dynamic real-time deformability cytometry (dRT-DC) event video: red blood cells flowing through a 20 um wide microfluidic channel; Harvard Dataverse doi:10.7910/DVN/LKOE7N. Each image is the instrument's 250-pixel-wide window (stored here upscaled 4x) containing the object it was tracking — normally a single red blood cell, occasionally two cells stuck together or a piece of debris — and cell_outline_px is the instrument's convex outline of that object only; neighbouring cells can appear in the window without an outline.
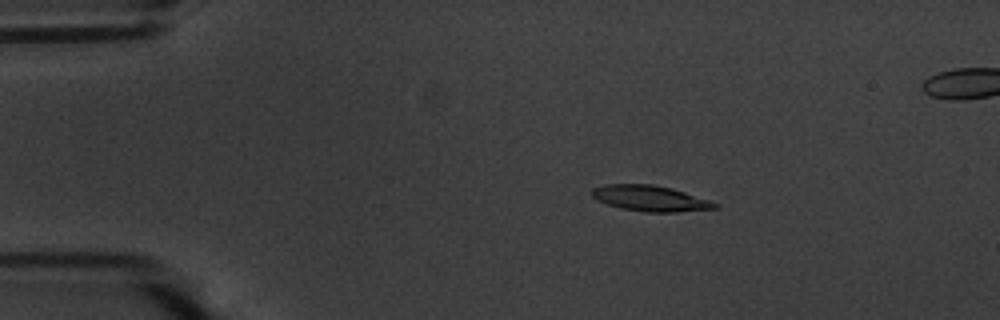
{"species": "common noctule bat (a hibernating species)", "species_latin": "Nyctalus noctula", "temperature_condition": "warm", "stored_images_in_passage": 58, "segment_of_instrument_passage": [1, 2], "camera_frame_rate_fps": 3000, "um_per_image_px": 0.085, "animal": {"sex": "male", "body_mass_g": 20.1, "forearm_length_mm": 53.5}, "frame": {"image": 1, "passage_image": 11, "time_ms": 3.333, "image_size_px": [1000, 320], "cell_outline_px": [[720, 208], [676, 212], [644, 212], [620, 208], [596, 200], [592, 196], [592, 188], [604, 184], [652, 184], [672, 188], [720, 204]], "centroid_in_image_um": [55.26, 16.86], "position_along_channel_um": 29.7, "area_um2": 18.5}}
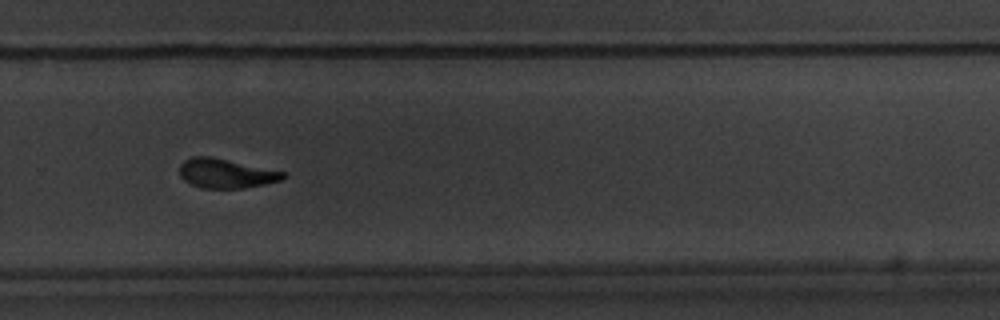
{"frame": {"image": 2, "passage_image": 39, "time_ms": 12.667, "image_size_px": [1000, 320], "cell_outline_px": [[288, 176], [284, 180], [244, 188], [200, 188], [184, 180], [180, 176], [180, 164], [184, 160], [192, 156], [212, 156], [288, 172]], "centroid_in_image_um": [19.26, 14.73], "position_along_channel_um": 310.5, "area_um2": 18.09}}
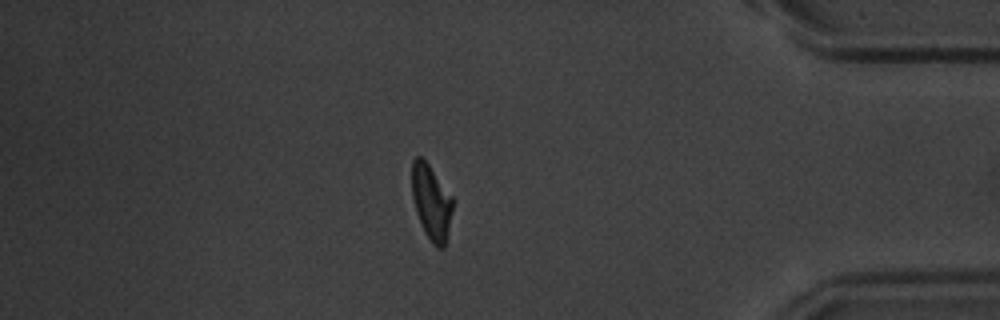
{"frame": {"image": 3, "passage_image": 49, "time_ms": 16.0, "image_size_px": [1000, 320], "cell_outline_px": [[456, 200], [444, 248], [436, 248], [432, 244], [424, 232], [416, 212], [412, 196], [412, 160], [416, 156], [420, 156], [428, 164]], "centroid_in_image_um": [36.69, 17.21], "position_along_channel_um": 398.5, "area_um2": 18.21}}